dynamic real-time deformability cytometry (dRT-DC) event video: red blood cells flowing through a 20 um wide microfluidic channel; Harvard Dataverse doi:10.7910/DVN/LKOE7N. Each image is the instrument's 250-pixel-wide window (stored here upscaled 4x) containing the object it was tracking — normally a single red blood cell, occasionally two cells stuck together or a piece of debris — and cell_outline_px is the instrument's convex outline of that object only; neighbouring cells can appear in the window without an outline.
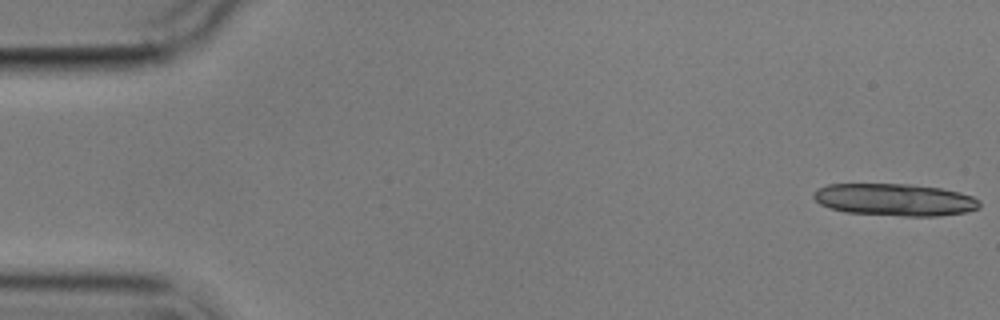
{"species": "common noctule bat (a hibernating species)", "species_latin": "Nyctalus noctula", "temperature_condition": "cold", "stored_images_in_passage": 6, "camera_frame_rate_fps": 3000, "um_per_image_px": 0.085, "animal": {"sex": "male", "body_mass_g": 17.9}, "frame": {"image": 1, "passage_image": 1, "time_ms": 0.0, "image_size_px": [1000, 320], "cell_outline_px": [[980, 208], [964, 212], [940, 216], [900, 216], [844, 212], [820, 204], [812, 196], [812, 192], [816, 188], [828, 184], [908, 184], [940, 188], [960, 192], [972, 196], [980, 200]], "centroid_in_image_um": [76.04, 16.97], "position_along_channel_um": 9.0, "area_um2": 31.33}}